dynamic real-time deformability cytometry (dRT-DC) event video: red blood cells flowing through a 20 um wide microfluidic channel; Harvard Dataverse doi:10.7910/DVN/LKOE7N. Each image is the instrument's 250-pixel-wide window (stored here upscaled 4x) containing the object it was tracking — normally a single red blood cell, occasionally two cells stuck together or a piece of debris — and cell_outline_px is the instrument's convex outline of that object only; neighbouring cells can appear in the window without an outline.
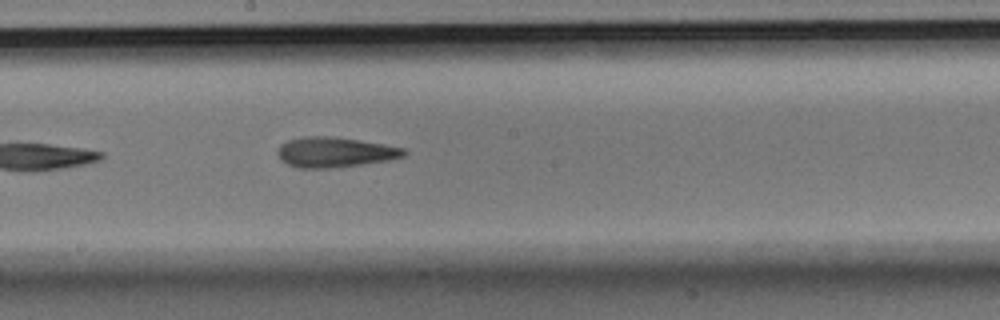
{"species": "Egyptian fruit bat (a non-hibernating species)", "species_latin": "Rousettus aegyptiacus", "temperature_condition": "room temperature", "stored_images_in_passage": 7, "camera_frame_rate_fps": 3000, "um_per_image_px": 0.085, "animal": {"sex": "male"}, "frame": {"image": 1, "passage_image": 7, "time_ms": 2.0, "image_size_px": [1000, 320], "cell_outline_px": [[408, 152], [404, 156], [388, 160], [360, 164], [328, 168], [300, 168], [288, 164], [280, 160], [276, 152], [280, 144], [288, 140], [304, 136], [328, 136], [384, 144], [404, 148]], "centroid_in_image_um": [28.42, 12.93], "position_along_channel_um": 219.8, "area_um2": 22.02}}